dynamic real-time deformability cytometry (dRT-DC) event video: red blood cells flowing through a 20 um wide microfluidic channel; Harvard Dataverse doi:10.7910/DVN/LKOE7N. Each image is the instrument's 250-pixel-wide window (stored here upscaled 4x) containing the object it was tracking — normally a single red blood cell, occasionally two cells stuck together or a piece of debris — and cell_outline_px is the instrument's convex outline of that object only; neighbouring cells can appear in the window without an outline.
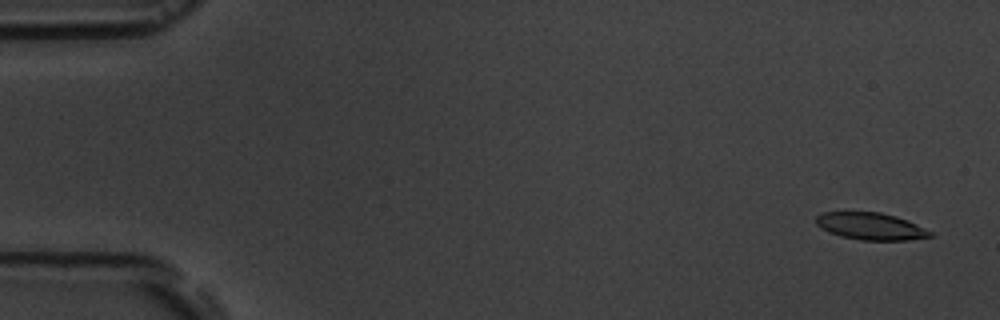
{"species": "common noctule bat (a hibernating species)", "species_latin": "Nyctalus noctula", "temperature_condition": "room temperature", "stored_images_in_passage": 5, "camera_frame_rate_fps": 3000, "um_per_image_px": 0.085, "animal": {"sex": "male", "body_mass_g": 19.5, "forearm_length_mm": 54.6}, "frame": {"image": 1, "passage_image": 1, "time_ms": 0.0, "image_size_px": [1000, 320], "cell_outline_px": [[932, 236], [908, 240], [860, 240], [840, 236], [828, 232], [820, 228], [816, 224], [816, 216], [820, 212], [880, 212], [896, 216], [908, 220], [932, 232]], "centroid_in_image_um": [73.97, 19.23], "position_along_channel_um": 11.0, "area_um2": 18.09}}
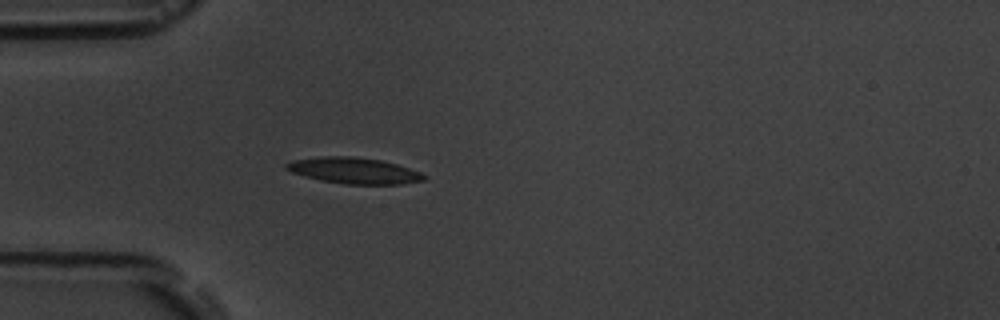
{"frame": {"image": 2, "passage_image": 5, "time_ms": 4.667, "image_size_px": [1000, 320], "cell_outline_px": [[428, 176], [424, 180], [400, 184], [344, 184], [320, 180], [304, 176], [292, 172], [284, 168], [284, 164], [292, 160], [320, 156], [352, 156], [380, 160], [396, 164], [420, 172]], "centroid_in_image_um": [30.05, 14.5], "position_along_channel_um": 54.9, "area_um2": 20.92}}